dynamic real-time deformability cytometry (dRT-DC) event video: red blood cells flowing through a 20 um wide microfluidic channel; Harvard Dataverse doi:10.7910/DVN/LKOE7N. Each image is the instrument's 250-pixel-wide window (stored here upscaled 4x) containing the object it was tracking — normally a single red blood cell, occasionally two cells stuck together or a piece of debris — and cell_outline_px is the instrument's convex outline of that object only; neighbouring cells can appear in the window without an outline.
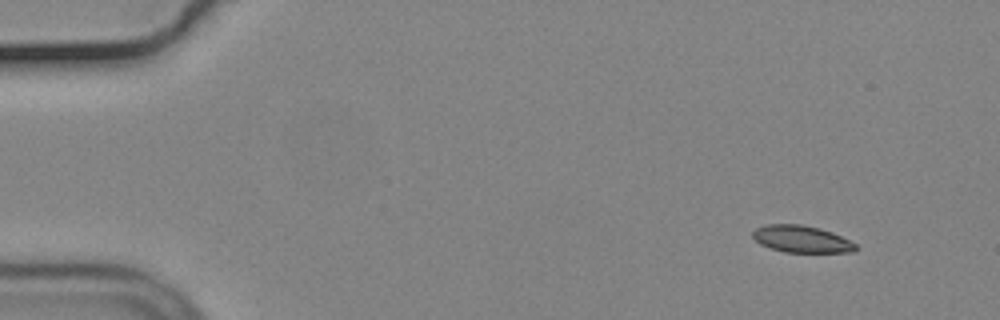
{"species": "common noctule bat (a hibernating species)", "species_latin": "Nyctalus noctula", "temperature_condition": "cold", "stored_images_in_passage": 9, "camera_frame_rate_fps": 3000, "um_per_image_px": 0.085, "animal": {"sex": "male", "body_mass_g": 19.2, "forearm_length_mm": 51.8}, "frame": {"image": 1, "passage_image": 1, "time_ms": 0.0, "image_size_px": [1000, 320], "cell_outline_px": [[860, 248], [856, 252], [784, 252], [760, 244], [752, 236], [752, 232], [756, 228], [764, 224], [800, 224], [820, 228], [832, 232], [856, 244]], "centroid_in_image_um": [68.15, 20.32], "position_along_channel_um": 16.9, "area_um2": 16.24}}